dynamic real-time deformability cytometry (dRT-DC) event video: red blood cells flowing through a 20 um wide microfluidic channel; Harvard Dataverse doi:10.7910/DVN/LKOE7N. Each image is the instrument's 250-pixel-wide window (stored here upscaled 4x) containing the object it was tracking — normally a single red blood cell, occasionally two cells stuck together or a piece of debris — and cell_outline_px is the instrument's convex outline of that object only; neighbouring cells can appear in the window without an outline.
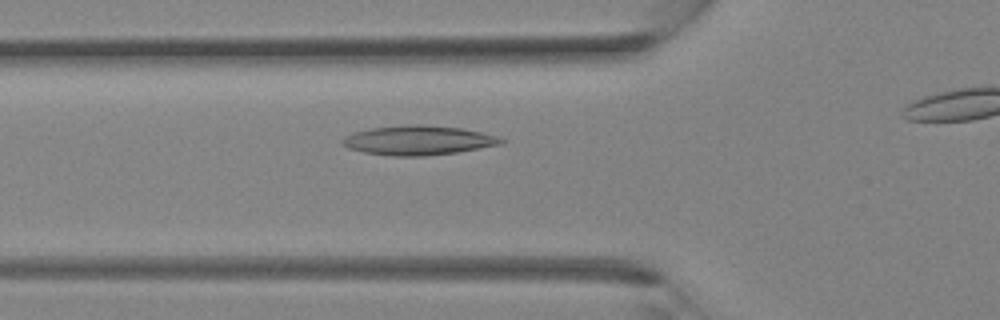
{"species": "Egyptian fruit bat (a non-hibernating species)", "species_latin": "Rousettus aegyptiacus", "temperature_condition": "room temperature", "stored_images_in_passage": 26, "camera_frame_rate_fps": 3000, "um_per_image_px": 0.085, "animal": {"sex": "female"}, "frame": {"image": 1, "passage_image": 9, "time_ms": 2.667, "image_size_px": [1000, 320], "cell_outline_px": [[504, 140], [500, 144], [456, 152], [424, 156], [392, 156], [364, 152], [348, 148], [340, 144], [340, 140], [344, 136], [352, 132], [372, 128], [404, 124], [424, 124], [460, 128], [480, 132], [496, 136]], "centroid_in_image_um": [35.45, 11.92], "position_along_channel_um": 90.3, "area_um2": 27.17}}
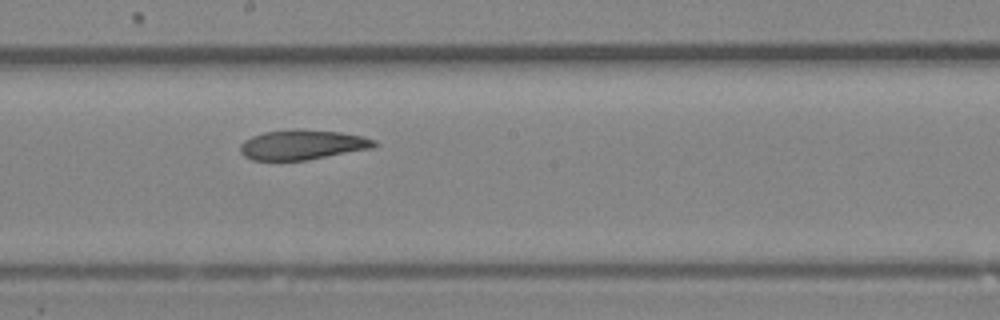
{"frame": {"image": 2, "passage_image": 16, "time_ms": 5.0, "image_size_px": [1000, 320], "cell_outline_px": [[376, 148], [308, 160], [252, 160], [244, 156], [240, 152], [240, 144], [244, 140], [252, 136], [264, 132], [296, 128], [340, 132], [364, 136], [376, 140]], "centroid_in_image_um": [25.74, 12.3], "position_along_channel_um": 222.5, "area_um2": 23.7}}
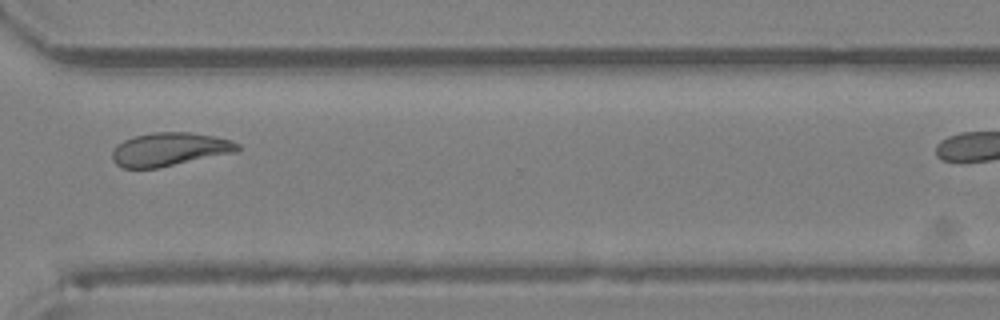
{"frame": {"image": 3, "passage_image": 23, "time_ms": 7.333, "image_size_px": [1000, 320], "cell_outline_px": [[240, 148], [236, 152], [156, 168], [124, 168], [116, 164], [112, 160], [112, 152], [124, 140], [136, 136], [156, 132], [188, 132], [212, 136], [232, 140], [240, 144]], "centroid_in_image_um": [14.43, 12.69], "position_along_channel_um": 356.2, "area_um2": 24.04}}